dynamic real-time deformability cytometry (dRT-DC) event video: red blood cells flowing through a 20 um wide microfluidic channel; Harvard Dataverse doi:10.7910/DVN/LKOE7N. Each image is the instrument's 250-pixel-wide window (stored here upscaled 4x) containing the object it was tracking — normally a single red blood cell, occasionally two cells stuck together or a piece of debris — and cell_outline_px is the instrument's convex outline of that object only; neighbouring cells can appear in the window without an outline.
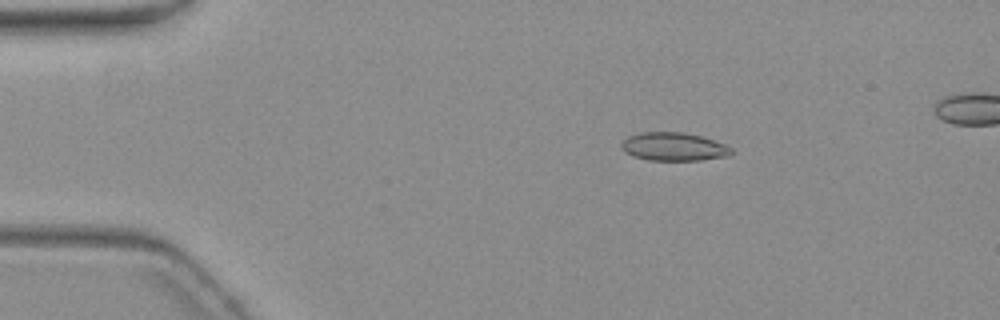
{"species": "common noctule bat (a hibernating species)", "species_latin": "Nyctalus noctula", "temperature_condition": "warm", "stored_images_in_passage": 6, "camera_frame_rate_fps": 3000, "um_per_image_px": 0.085, "animal": {"sex": "female", "body_mass_g": 19.3, "forearm_length_mm": 54.1}, "frame": {"image": 1, "passage_image": 3, "time_ms": 2.333, "image_size_px": [1000, 320], "cell_outline_px": [[736, 152], [728, 156], [700, 160], [648, 160], [632, 156], [624, 152], [620, 148], [620, 144], [628, 136], [640, 132], [684, 132], [700, 136], [724, 144], [732, 148]], "centroid_in_image_um": [57.25, 12.47], "position_along_channel_um": 27.8, "area_um2": 18.26}}
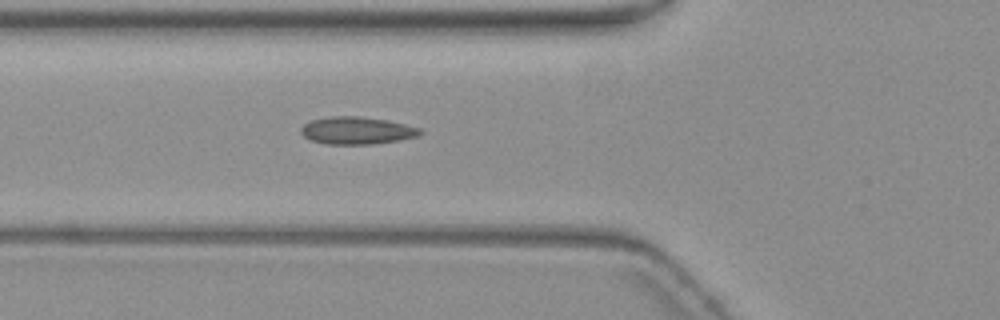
{"frame": {"image": 2, "passage_image": 6, "time_ms": 6.0, "image_size_px": [1000, 320], "cell_outline_px": [[424, 132], [416, 136], [400, 140], [372, 144], [324, 144], [308, 140], [300, 132], [300, 128], [304, 124], [312, 120], [332, 116], [360, 116], [384, 120], [404, 124], [420, 128]], "centroid_in_image_um": [30.29, 11.1], "position_along_channel_um": 95.5, "area_um2": 19.02}}